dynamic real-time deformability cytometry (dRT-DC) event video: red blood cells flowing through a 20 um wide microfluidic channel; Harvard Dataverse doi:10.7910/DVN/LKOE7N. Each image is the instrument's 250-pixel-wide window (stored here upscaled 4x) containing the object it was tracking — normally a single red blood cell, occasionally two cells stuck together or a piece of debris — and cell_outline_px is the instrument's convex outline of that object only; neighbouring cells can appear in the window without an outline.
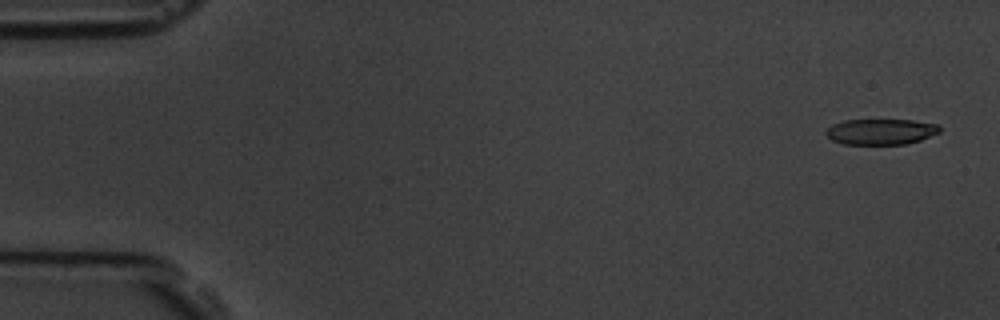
{"species": "common noctule bat (a hibernating species)", "species_latin": "Nyctalus noctula", "temperature_condition": "room temperature", "stored_images_in_passage": 5, "camera_frame_rate_fps": 3000, "um_per_image_px": 0.085, "animal": {"sex": "male", "body_mass_g": 19.5, "forearm_length_mm": 54.6}, "frame": {"image": 1, "passage_image": 1, "time_ms": 0.0, "image_size_px": [1000, 320], "cell_outline_px": [[940, 132], [920, 140], [904, 144], [844, 144], [832, 140], [824, 132], [832, 124], [844, 120], [912, 120], [940, 124]], "centroid_in_image_um": [74.88, 11.19], "position_along_channel_um": 10.1, "area_um2": 17.05}}
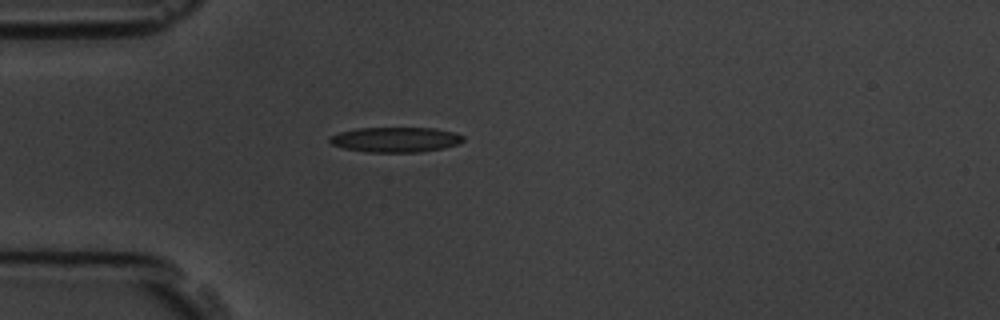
{"frame": {"image": 2, "passage_image": 4, "time_ms": 4.333, "image_size_px": [1000, 320], "cell_outline_px": [[464, 140], [460, 144], [444, 148], [420, 152], [368, 152], [344, 148], [332, 144], [328, 140], [328, 136], [340, 132], [356, 128], [436, 128], [456, 132], [464, 136]], "centroid_in_image_um": [33.66, 11.86], "position_along_channel_um": 51.3, "area_um2": 19.71}}